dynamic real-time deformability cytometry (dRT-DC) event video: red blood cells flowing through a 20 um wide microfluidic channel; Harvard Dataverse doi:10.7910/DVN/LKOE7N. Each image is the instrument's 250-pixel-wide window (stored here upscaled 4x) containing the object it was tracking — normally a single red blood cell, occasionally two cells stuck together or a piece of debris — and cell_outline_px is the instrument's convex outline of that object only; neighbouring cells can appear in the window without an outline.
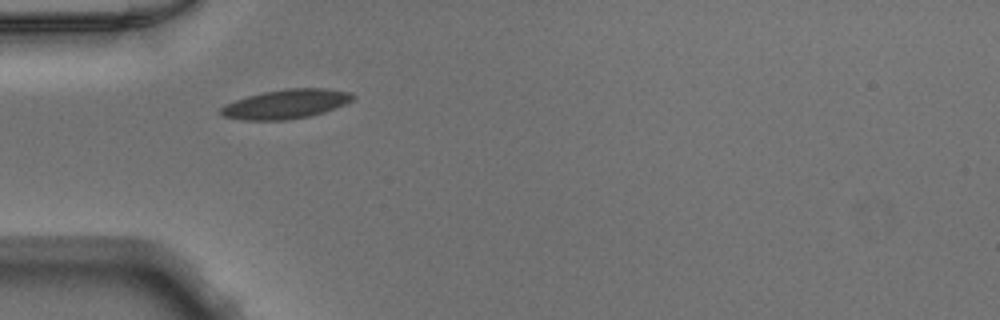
{"species": "Egyptian fruit bat (a non-hibernating species)", "species_latin": "Rousettus aegyptiacus", "temperature_condition": "warm", "stored_images_in_passage": 35, "camera_frame_rate_fps": 3000, "um_per_image_px": 0.085, "animal": {"sex": "male"}, "frame": {"image": 1, "passage_image": 1, "time_ms": 0.0, "image_size_px": [1000, 320], "cell_outline_px": [[356, 96], [352, 100], [344, 104], [324, 112], [308, 116], [284, 120], [240, 120], [224, 116], [216, 112], [224, 104], [248, 96], [264, 92], [284, 88], [328, 88], [352, 92]], "centroid_in_image_um": [24.29, 8.83], "position_along_channel_um": 60.7, "area_um2": 22.6}}
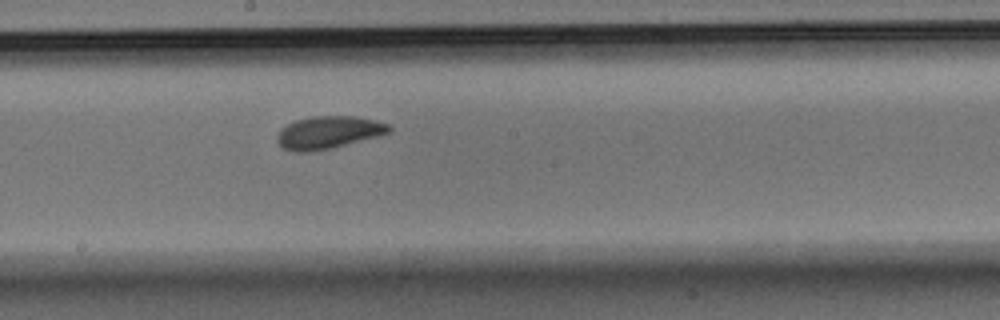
{"frame": {"image": 2, "passage_image": 13, "time_ms": 4.0, "image_size_px": [1000, 320], "cell_outline_px": [[392, 128], [388, 132], [376, 136], [332, 148], [308, 152], [292, 152], [284, 148], [276, 140], [276, 136], [280, 128], [296, 120], [312, 116], [356, 116], [376, 120], [388, 124]], "centroid_in_image_um": [27.87, 11.25], "position_along_channel_um": 220.3, "area_um2": 21.15}}
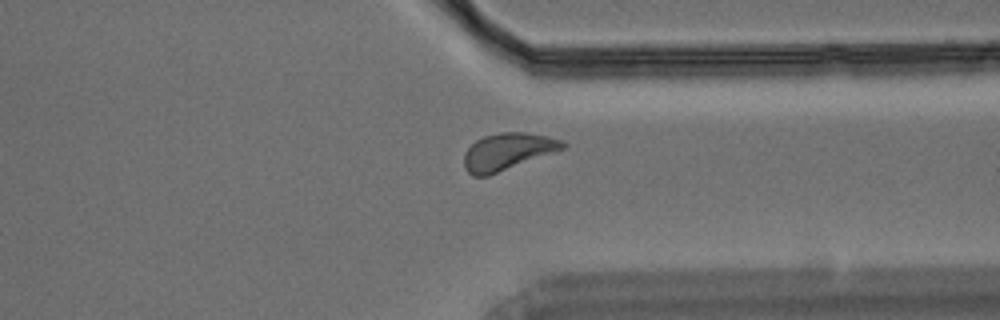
{"frame": {"image": 3, "passage_image": 24, "time_ms": 7.667, "image_size_px": [1000, 320], "cell_outline_px": [[568, 144], [564, 148], [488, 176], [472, 176], [464, 168], [464, 152], [476, 140], [484, 136], [500, 132], [528, 132], [548, 136], [564, 140]], "centroid_in_image_um": [43.14, 12.87], "position_along_channel_um": 368.3, "area_um2": 21.21}}